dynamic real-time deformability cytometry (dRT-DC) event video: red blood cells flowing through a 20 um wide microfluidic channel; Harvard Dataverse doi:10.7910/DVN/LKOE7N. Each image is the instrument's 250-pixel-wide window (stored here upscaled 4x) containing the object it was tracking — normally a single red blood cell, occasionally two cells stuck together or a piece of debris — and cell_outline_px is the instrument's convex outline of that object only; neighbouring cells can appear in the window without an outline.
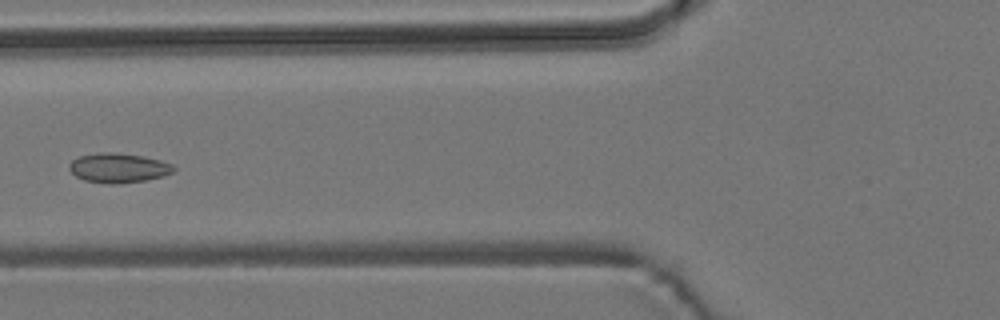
{"species": "common noctule bat (a hibernating species)", "species_latin": "Nyctalus noctula", "temperature_condition": "room temperature", "stored_images_in_passage": 6, "camera_frame_rate_fps": 3000, "um_per_image_px": 0.085, "animal": {"sex": "male", "body_mass_g": 19.2, "forearm_length_mm": 51.8}, "frame": {"image": 1, "passage_image": 6, "time_ms": 5.667, "image_size_px": [1000, 320], "cell_outline_px": [[176, 168], [172, 172], [164, 176], [144, 180], [112, 184], [84, 180], [76, 176], [68, 168], [68, 164], [72, 160], [80, 156], [104, 152], [108, 152], [144, 156], [160, 160], [172, 164]], "centroid_in_image_um": [10.06, 14.27], "position_along_channel_um": 115.7, "area_um2": 17.74}}